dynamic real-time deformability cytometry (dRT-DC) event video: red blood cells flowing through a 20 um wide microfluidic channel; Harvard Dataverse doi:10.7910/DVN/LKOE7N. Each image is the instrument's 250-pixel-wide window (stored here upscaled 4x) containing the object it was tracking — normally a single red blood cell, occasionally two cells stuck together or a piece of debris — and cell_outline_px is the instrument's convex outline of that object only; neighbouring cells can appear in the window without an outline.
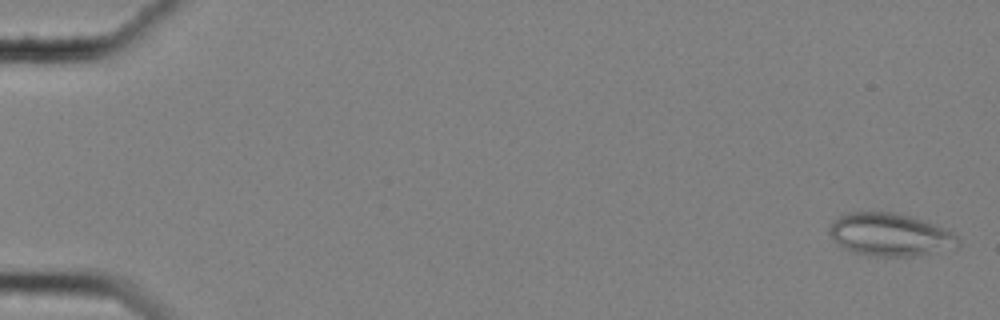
{"species": "common noctule bat (a hibernating species)", "species_latin": "Nyctalus noctula", "temperature_condition": "cold", "stored_images_in_passage": 59, "camera_frame_rate_fps": 3000, "um_per_image_px": 0.085, "animal": {"sex": "female", "body_mass_g": 25.1}, "frame": {"image": 1, "passage_image": 2, "time_ms": 0.333, "image_size_px": [1000, 320], "cell_outline_px": [[960, 244], [956, 248], [912, 256], [872, 256], [856, 252], [840, 244], [828, 232], [832, 224], [840, 216], [852, 212], [892, 212], [924, 220], [944, 228], [952, 232], [956, 236]], "centroid_in_image_um": [75.71, 19.94], "position_along_channel_um": 9.3, "area_um2": 31.44}}
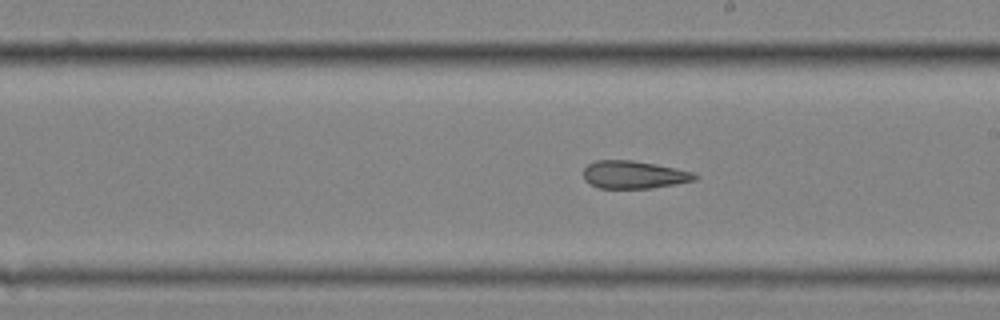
{"frame": {"image": 2, "passage_image": 35, "time_ms": 11.333, "image_size_px": [1000, 320], "cell_outline_px": [[700, 176], [696, 180], [676, 184], [652, 188], [600, 188], [588, 184], [584, 180], [584, 168], [588, 164], [596, 160], [632, 160], [656, 164], [676, 168], [692, 172]], "centroid_in_image_um": [53.88, 14.85], "position_along_channel_um": 235.1, "area_um2": 18.15}}
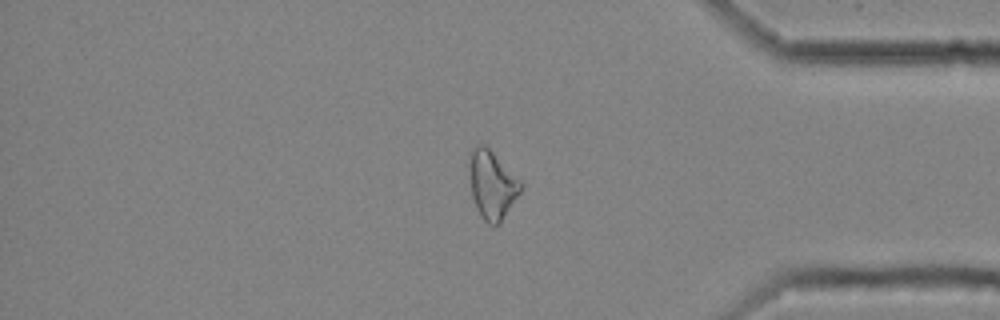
{"frame": {"image": 3, "passage_image": 50, "time_ms": 16.333, "image_size_px": [1000, 320], "cell_outline_px": [[524, 184], [520, 192], [500, 224], [488, 224], [480, 216], [476, 208], [472, 196], [468, 168], [468, 164], [472, 148], [476, 144], [484, 144]], "centroid_in_image_um": [41.8, 15.71], "position_along_channel_um": 393.4, "area_um2": 20.4}, "authors_computed_cell_mechanics": {"area_um2": 21.386, "velocity_mm_per_s": 3.5194, "shape_relaxation_time_tau1_ms": null, "shape_relaxation_time_tau2_ms": 3.3419, "deformation_change_tau1": null, "deformation_change_tau2": 0.1221}}